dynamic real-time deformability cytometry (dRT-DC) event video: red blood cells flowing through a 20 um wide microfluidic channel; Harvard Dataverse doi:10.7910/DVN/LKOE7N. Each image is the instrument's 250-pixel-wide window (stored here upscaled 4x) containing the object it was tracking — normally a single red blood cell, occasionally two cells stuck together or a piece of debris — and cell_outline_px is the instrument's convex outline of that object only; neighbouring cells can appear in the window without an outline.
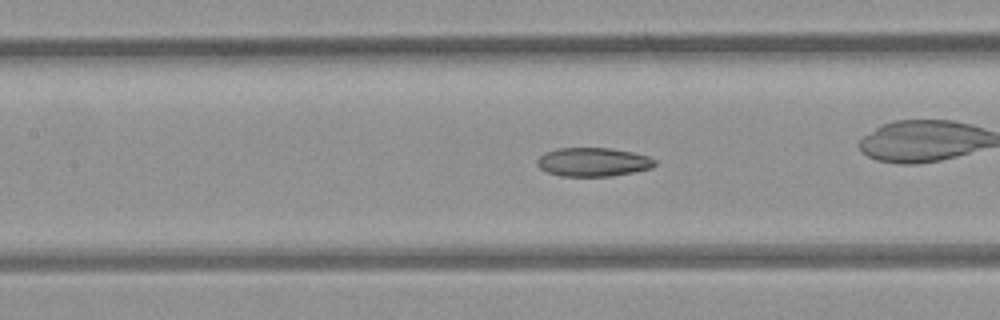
{"species": "common noctule bat (a hibernating species)", "species_latin": "Nyctalus noctula", "temperature_condition": "room temperature", "stored_images_in_passage": 38, "camera_frame_rate_fps": 3000, "um_per_image_px": 0.085, "animal": {"sex": "female", "body_mass_g": 21.9}, "frame": {"image": 1, "passage_image": 12, "time_ms": 3.667, "image_size_px": [1000, 320], "cell_outline_px": [[656, 164], [652, 168], [612, 176], [560, 176], [548, 172], [540, 168], [536, 164], [536, 160], [544, 152], [560, 148], [608, 148], [632, 152], [648, 156], [656, 160]], "centroid_in_image_um": [50.4, 13.77], "position_along_channel_um": 157.0, "area_um2": 19.71}}